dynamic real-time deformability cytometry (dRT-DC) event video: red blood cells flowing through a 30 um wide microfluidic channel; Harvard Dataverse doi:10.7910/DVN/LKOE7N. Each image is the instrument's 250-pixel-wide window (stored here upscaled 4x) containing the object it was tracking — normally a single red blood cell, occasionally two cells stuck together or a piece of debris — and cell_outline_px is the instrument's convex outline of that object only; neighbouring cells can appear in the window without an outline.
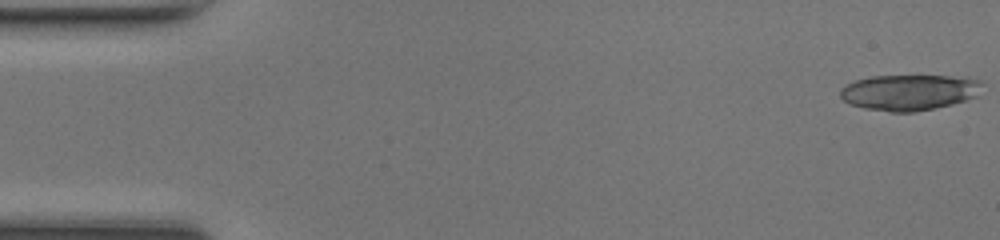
{"species": "common noctule bat (a hibernating species)", "species_latin": "Nyctalus noctula", "temperature_condition": "room temperature", "stored_images_in_passage": 16, "camera_frame_rate_fps": 3000, "um_per_image_px": 0.085, "animal": {"sex": "female", "body_mass_g": 17.0, "forearm_length_mm": 48.0}, "frame": {"image": 1, "passage_image": 1, "time_ms": 0.0, "image_size_px": [1000, 240], "cell_outline_px": [[980, 84], [976, 96], [952, 104], [912, 112], [892, 112], [864, 108], [848, 104], [840, 96], [840, 88], [856, 80], [872, 76], [948, 76], [980, 80]], "centroid_in_image_um": [77.2, 7.85], "position_along_channel_um": 7.8, "area_um2": 29.13}}